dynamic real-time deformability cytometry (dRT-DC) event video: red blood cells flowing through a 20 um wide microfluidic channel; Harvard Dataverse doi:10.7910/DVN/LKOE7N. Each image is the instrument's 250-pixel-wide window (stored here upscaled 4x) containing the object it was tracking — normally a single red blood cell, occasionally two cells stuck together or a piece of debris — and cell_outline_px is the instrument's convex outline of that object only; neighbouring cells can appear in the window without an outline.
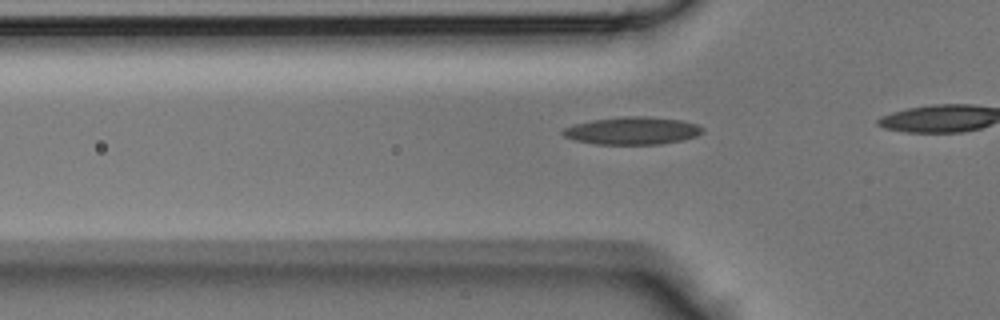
{"species": "Egyptian fruit bat (a non-hibernating species)", "species_latin": "Rousettus aegyptiacus", "temperature_condition": "room temperature", "stored_images_in_passage": 17, "camera_frame_rate_fps": 3000, "um_per_image_px": 0.085, "animal": {"sex": "male"}, "frame": {"image": 1, "passage_image": 12, "time_ms": 3.667, "image_size_px": [1000, 320], "cell_outline_px": [[704, 132], [696, 136], [680, 140], [660, 144], [596, 144], [576, 140], [564, 136], [560, 132], [564, 128], [572, 124], [592, 120], [624, 116], [648, 116], [680, 120], [696, 124], [704, 128]], "centroid_in_image_um": [53.73, 11.1], "position_along_channel_um": 72.1, "area_um2": 22.43}}
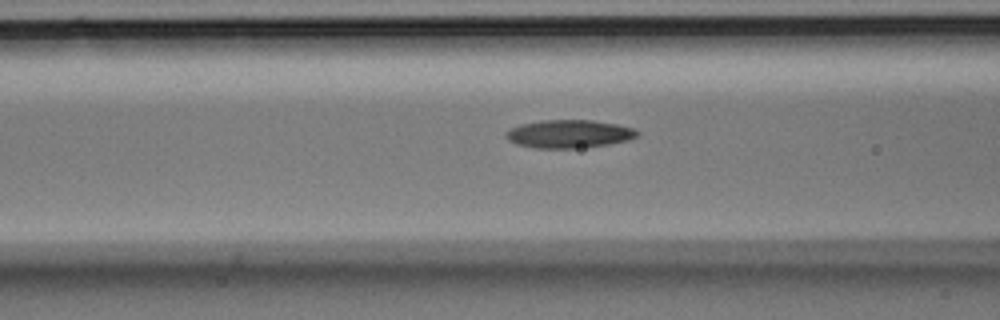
{"frame": {"image": 2, "passage_image": 15, "time_ms": 4.667, "image_size_px": [1000, 320], "cell_outline_px": [[640, 132], [636, 136], [628, 140], [608, 144], [576, 148], [536, 148], [516, 144], [508, 140], [504, 136], [504, 132], [520, 124], [544, 120], [592, 120], [616, 124], [632, 128]], "centroid_in_image_um": [48.33, 11.38], "position_along_channel_um": 118.3, "area_um2": 21.39}}